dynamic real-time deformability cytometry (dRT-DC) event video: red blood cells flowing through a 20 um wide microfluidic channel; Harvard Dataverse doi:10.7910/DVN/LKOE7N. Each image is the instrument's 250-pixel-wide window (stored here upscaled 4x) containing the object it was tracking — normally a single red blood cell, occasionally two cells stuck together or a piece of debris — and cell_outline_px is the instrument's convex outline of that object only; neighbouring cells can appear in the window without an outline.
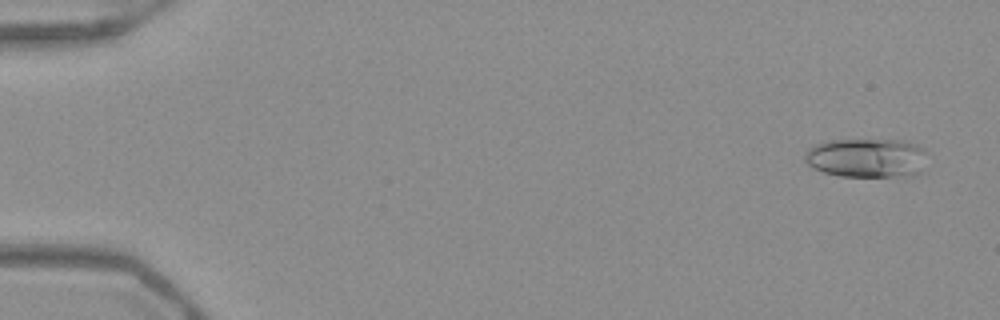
{"species": "Egyptian fruit bat (a non-hibernating species)", "species_latin": "Rousettus aegyptiacus", "temperature_condition": "warm", "stored_images_in_passage": 53, "camera_frame_rate_fps": 3000, "um_per_image_px": 0.085, "frame": {"image": 1, "passage_image": 3, "time_ms": 0.667, "image_size_px": [1000, 320], "cell_outline_px": [[924, 152], [920, 172], [912, 176], [840, 176], [824, 172], [812, 168], [804, 160], [804, 152], [808, 148], [816, 144], [828, 140], [900, 140], [916, 144], [924, 148]], "centroid_in_image_um": [73.6, 13.42], "position_along_channel_um": 11.4, "area_um2": 27.86}}
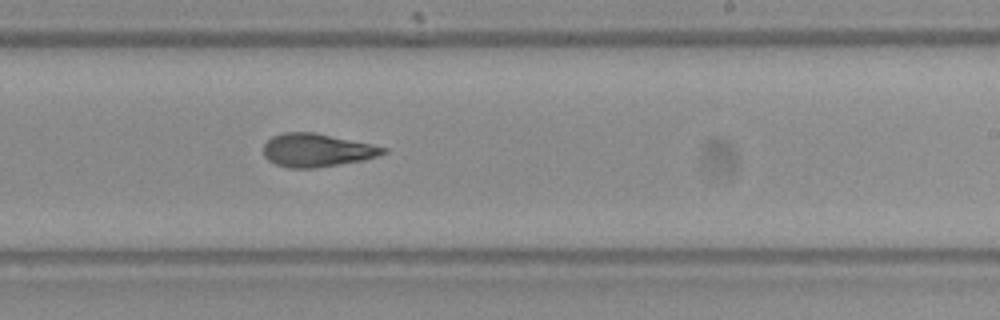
{"frame": {"image": 2, "passage_image": 33, "time_ms": 10.667, "image_size_px": [1000, 320], "cell_outline_px": [[388, 152], [364, 160], [316, 168], [288, 168], [276, 164], [268, 160], [264, 156], [264, 144], [272, 136], [284, 132], [316, 132], [372, 144], [388, 148]], "centroid_in_image_um": [26.94, 12.76], "position_along_channel_um": 262.1, "area_um2": 23.29}}
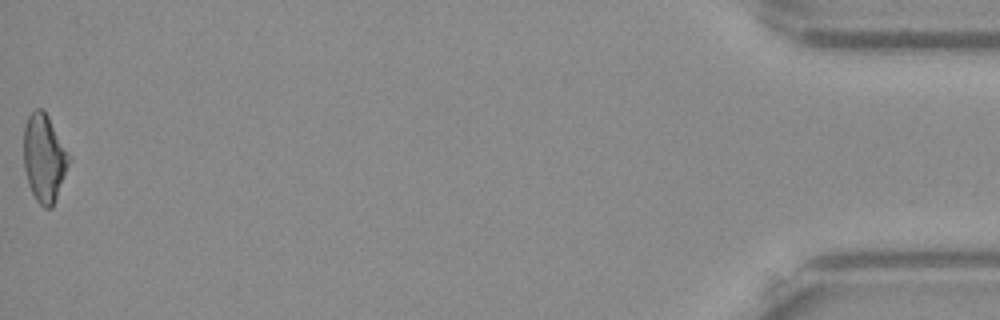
{"frame": {"image": 3, "passage_image": 53, "time_ms": 17.333, "image_size_px": [1000, 320], "cell_outline_px": [[72, 160], [52, 208], [44, 208], [36, 200], [28, 184], [24, 168], [24, 128], [28, 116], [36, 108], [44, 108], [72, 156]], "centroid_in_image_um": [3.79, 13.41], "position_along_channel_um": 431.4, "area_um2": 23.64}, "authors_computed_cell_mechanics": {"area_um2": 23.5824, "velocity_mm_per_s": 3.9294, "shape_relaxation_time_tau1_ms": 5.7856, "shape_relaxation_time_tau2_ms": 3.2776, "deformation_change_tau1": 0.1965, "deformation_change_tau2": 0.1079}}